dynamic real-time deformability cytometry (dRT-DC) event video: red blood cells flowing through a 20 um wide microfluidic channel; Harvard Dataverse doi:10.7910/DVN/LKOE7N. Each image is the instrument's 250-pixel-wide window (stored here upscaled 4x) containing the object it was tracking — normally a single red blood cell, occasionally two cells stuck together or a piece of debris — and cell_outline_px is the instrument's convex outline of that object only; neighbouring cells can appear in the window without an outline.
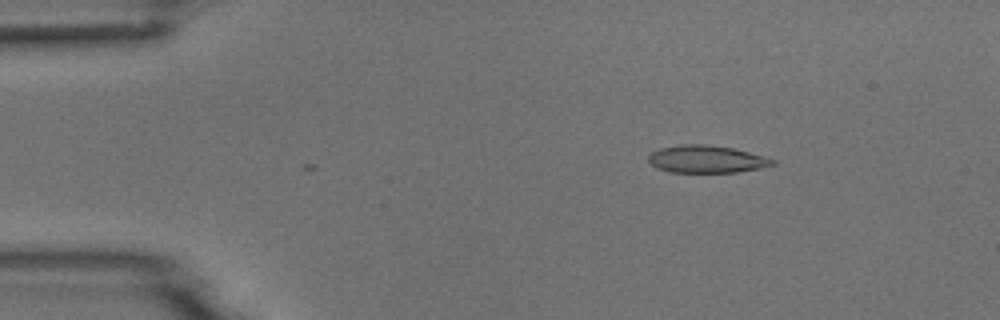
{"species": "common noctule bat (a hibernating species)", "species_latin": "Nyctalus noctula", "temperature_condition": "room temperature", "stored_images_in_passage": 5, "camera_frame_rate_fps": 3000, "um_per_image_px": 0.085, "animal": {"sex": "male", "body_mass_g": 18.8}, "frame": {"image": 1, "passage_image": 2, "time_ms": 1.0, "image_size_px": [1000, 320], "cell_outline_px": [[776, 164], [760, 168], [736, 172], [668, 172], [656, 168], [648, 160], [648, 156], [652, 152], [660, 148], [680, 144], [704, 144], [732, 148], [764, 156], [776, 160]], "centroid_in_image_um": [60.04, 13.53], "position_along_channel_um": 25.0, "area_um2": 19.83}}
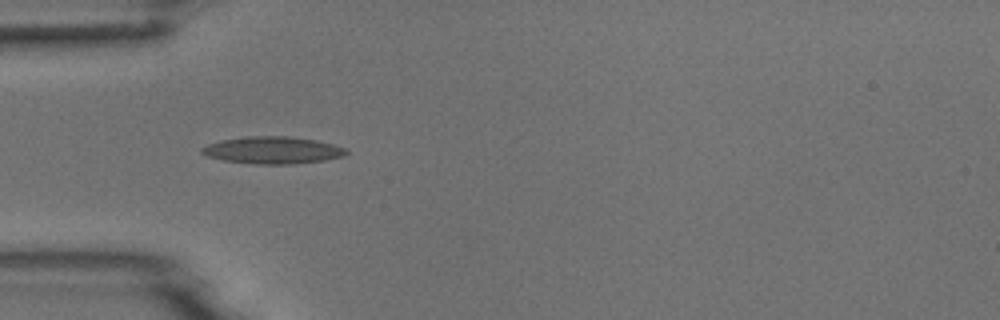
{"frame": {"image": 2, "passage_image": 4, "time_ms": 3.667, "image_size_px": [1000, 320], "cell_outline_px": [[348, 152], [344, 156], [324, 160], [292, 164], [252, 164], [224, 160], [208, 156], [200, 152], [200, 148], [208, 144], [224, 140], [244, 136], [288, 136], [316, 140], [332, 144], [344, 148]], "centroid_in_image_um": [23.16, 12.76], "position_along_channel_um": 61.8, "area_um2": 22.72}}
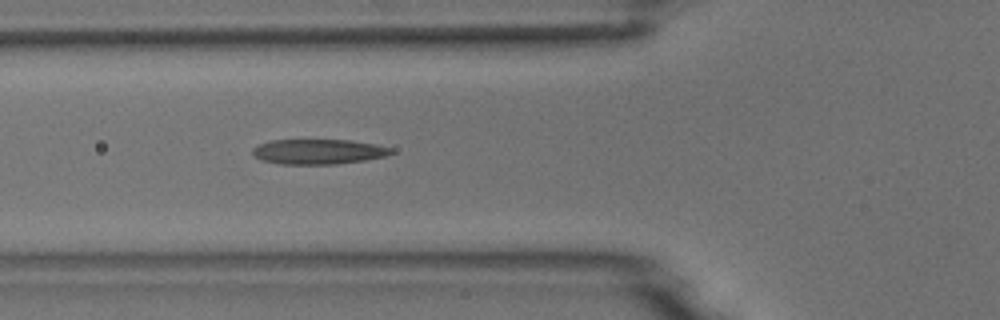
{"frame": {"image": 3, "passage_image": 5, "time_ms": 4.667, "image_size_px": [1000, 320], "cell_outline_px": [[392, 152], [384, 156], [364, 160], [336, 164], [280, 164], [260, 160], [252, 156], [252, 148], [260, 144], [272, 140], [352, 140], [392, 148]], "centroid_in_image_um": [26.99, 12.89], "position_along_channel_um": 98.8, "area_um2": 20.11}}